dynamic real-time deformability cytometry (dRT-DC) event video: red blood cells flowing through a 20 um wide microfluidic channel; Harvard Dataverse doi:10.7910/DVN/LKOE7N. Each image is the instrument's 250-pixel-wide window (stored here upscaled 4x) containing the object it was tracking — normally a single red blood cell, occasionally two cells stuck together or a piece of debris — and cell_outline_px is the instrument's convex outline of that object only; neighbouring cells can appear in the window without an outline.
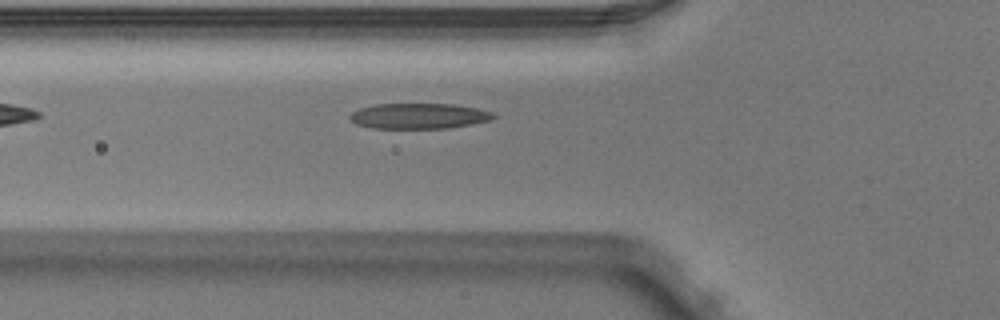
{"species": "Egyptian fruit bat (a non-hibernating species)", "species_latin": "Rousettus aegyptiacus", "temperature_condition": "warm", "stored_images_in_passage": 2, "camera_frame_rate_fps": 3000, "um_per_image_px": 0.085, "animal": {"sex": "male"}, "frame": {"image": 1, "passage_image": 2, "time_ms": 0.333, "image_size_px": [1000, 320], "cell_outline_px": [[496, 116], [492, 120], [472, 124], [448, 128], [372, 128], [356, 124], [348, 116], [352, 112], [360, 108], [376, 104], [452, 104], [476, 108], [492, 112]], "centroid_in_image_um": [35.61, 9.86], "position_along_channel_um": 90.2, "area_um2": 21.27}}